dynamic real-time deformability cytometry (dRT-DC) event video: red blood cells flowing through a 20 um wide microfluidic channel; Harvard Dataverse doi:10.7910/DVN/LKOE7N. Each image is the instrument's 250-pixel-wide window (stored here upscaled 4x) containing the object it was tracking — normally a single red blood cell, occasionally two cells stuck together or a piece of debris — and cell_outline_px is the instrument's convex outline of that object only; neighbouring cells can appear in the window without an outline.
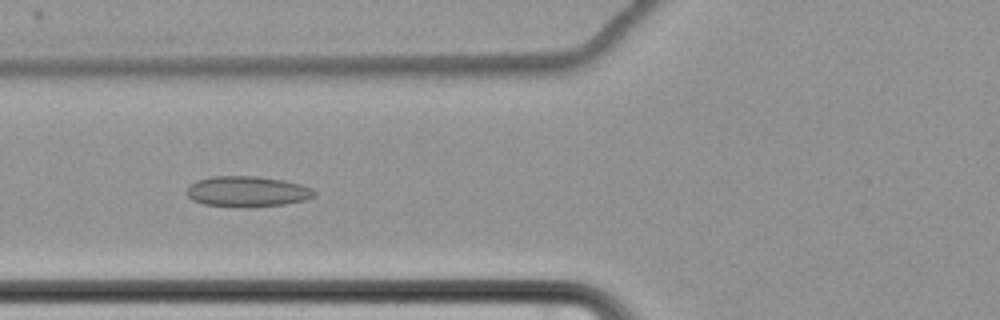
{"species": "common noctule bat (a hibernating species)", "species_latin": "Nyctalus noctula", "temperature_condition": "cold", "stored_images_in_passage": 65, "camera_frame_rate_fps": 3000, "um_per_image_px": 0.085, "animal": {"sex": "female", "body_mass_g": 22.7, "forearm_length_mm": 54.2}, "frame": {"image": 1, "passage_image": 29, "time_ms": 9.333, "image_size_px": [1000, 320], "cell_outline_px": [[316, 196], [304, 200], [284, 204], [204, 204], [192, 200], [188, 196], [188, 188], [196, 180], [212, 176], [256, 176], [284, 180], [300, 184], [312, 188], [316, 192]], "centroid_in_image_um": [21.05, 16.22], "position_along_channel_um": 104.7, "area_um2": 21.68}}
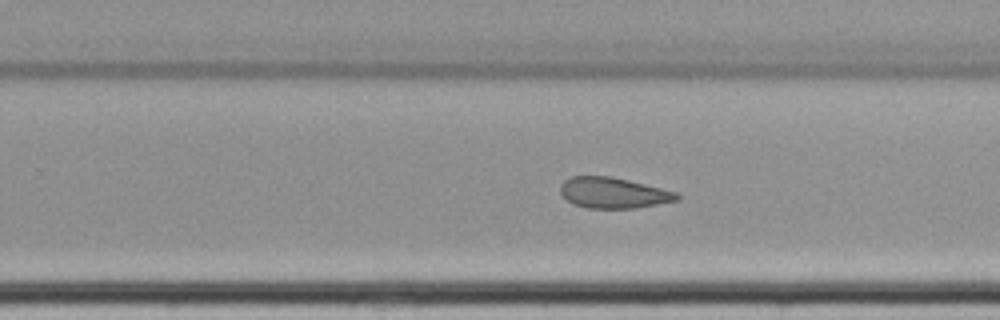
{"frame": {"image": 2, "passage_image": 44, "time_ms": 14.333, "image_size_px": [1000, 320], "cell_outline_px": [[680, 196], [676, 200], [656, 204], [632, 208], [588, 208], [576, 204], [568, 200], [560, 192], [560, 184], [564, 180], [572, 176], [612, 176], [676, 192]], "centroid_in_image_um": [52.09, 16.38], "position_along_channel_um": 277.7, "area_um2": 20.52}}
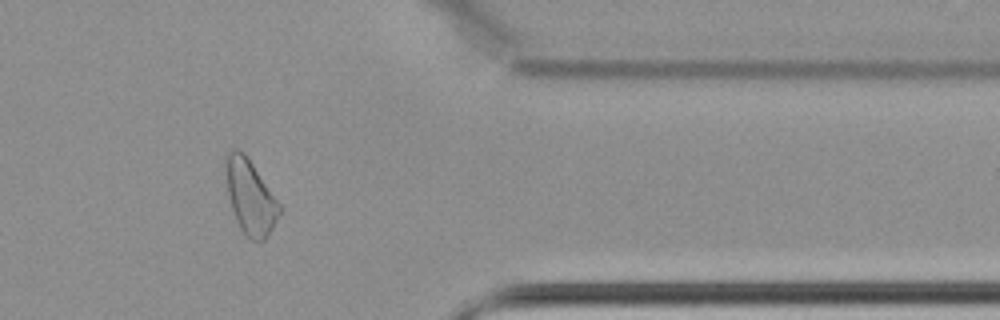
{"frame": {"image": 3, "passage_image": 55, "time_ms": 18.0, "image_size_px": [1000, 320], "cell_outline_px": [[280, 212], [272, 228], [264, 240], [252, 240], [240, 228], [236, 220], [228, 196], [224, 168], [224, 152], [232, 148], [236, 148], [244, 152], [280, 204]], "centroid_in_image_um": [21.21, 16.66], "position_along_channel_um": 390.2, "area_um2": 23.18}, "authors_computed_cell_mechanics": {"area_um2": 24.0448, "velocity_mm_per_s": 3.4576, "shape_relaxation_time_tau1_ms": null, "shape_relaxation_time_tau2_ms": 4.4131, "deformation_change_tau1": null, "deformation_change_tau2": 0.1125}}